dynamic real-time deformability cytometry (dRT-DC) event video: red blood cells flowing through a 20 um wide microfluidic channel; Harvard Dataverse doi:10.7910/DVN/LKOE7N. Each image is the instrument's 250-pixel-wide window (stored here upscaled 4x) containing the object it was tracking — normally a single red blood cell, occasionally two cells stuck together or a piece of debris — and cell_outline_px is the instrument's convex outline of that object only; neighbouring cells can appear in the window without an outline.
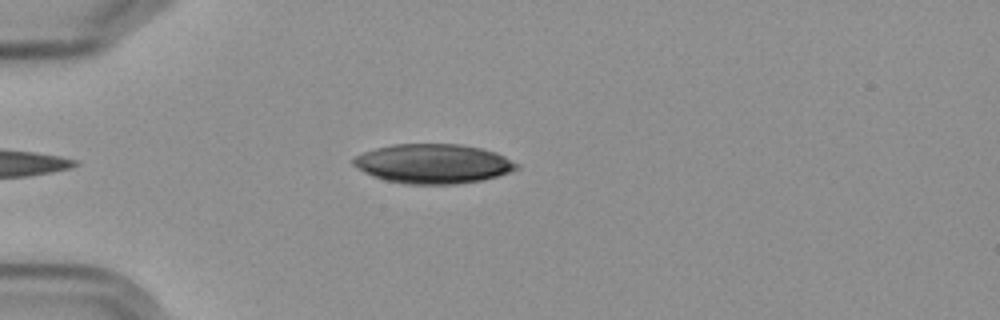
{"species": "Egyptian fruit bat (a non-hibernating species)", "species_latin": "Rousettus aegyptiacus", "temperature_condition": "cold", "stored_images_in_passage": 2, "camera_frame_rate_fps": 3000, "um_per_image_px": 0.085, "frame": {"image": 1, "passage_image": 2, "time_ms": 1.333, "image_size_px": [1000, 320], "cell_outline_px": [[520, 168], [484, 180], [456, 184], [404, 184], [384, 180], [372, 176], [364, 172], [352, 164], [352, 160], [356, 156], [364, 152], [376, 148], [392, 144], [460, 144], [480, 148], [496, 152], [520, 164]], "centroid_in_image_um": [36.82, 13.92], "position_along_channel_um": 48.2, "area_um2": 37.63}}